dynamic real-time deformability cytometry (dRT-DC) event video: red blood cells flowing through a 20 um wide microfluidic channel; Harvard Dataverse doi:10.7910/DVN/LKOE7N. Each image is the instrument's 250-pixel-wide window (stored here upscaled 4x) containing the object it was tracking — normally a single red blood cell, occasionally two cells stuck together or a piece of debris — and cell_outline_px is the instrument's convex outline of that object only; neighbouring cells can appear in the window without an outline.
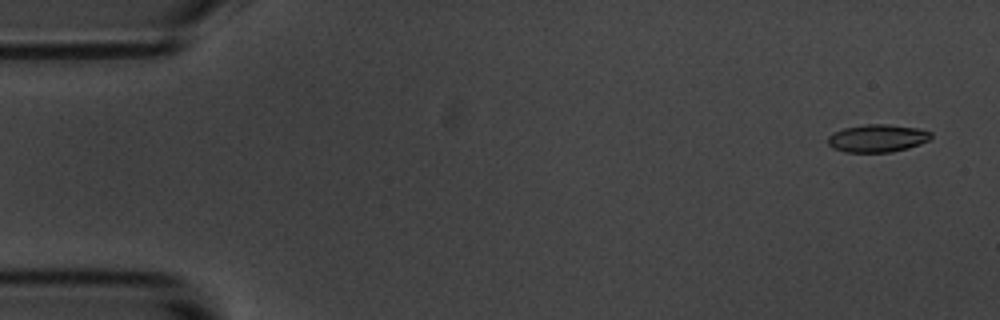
{"species": "common noctule bat (a hibernating species)", "species_latin": "Nyctalus noctula", "temperature_condition": "room temperature", "stored_images_in_passage": 4, "camera_frame_rate_fps": 3000, "um_per_image_px": 0.085, "animal": {"sex": "male", "body_mass_g": 20.1, "forearm_length_mm": 53.5}, "frame": {"image": 1, "passage_image": 1, "time_ms": 0.0, "image_size_px": [1000, 320], "cell_outline_px": [[932, 136], [928, 140], [920, 144], [908, 148], [892, 152], [844, 152], [832, 148], [828, 144], [828, 136], [844, 128], [864, 124], [888, 124], [916, 128], [932, 132]], "centroid_in_image_um": [74.57, 11.75], "position_along_channel_um": 10.4, "area_um2": 16.65}}
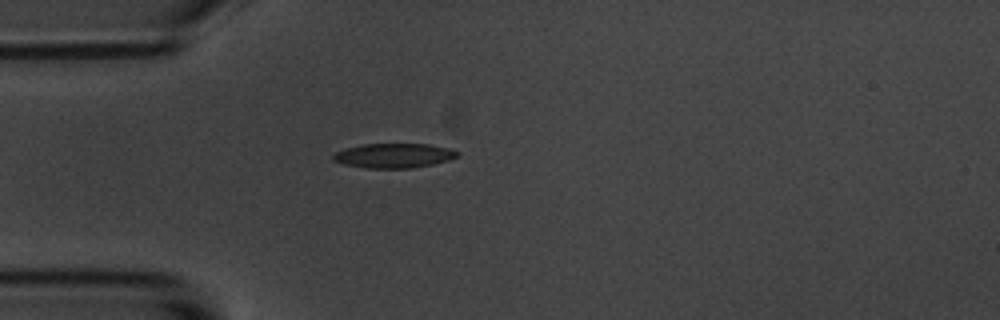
{"frame": {"image": 2, "passage_image": 4, "time_ms": 4.333, "image_size_px": [1000, 320], "cell_outline_px": [[460, 156], [448, 160], [432, 164], [412, 168], [368, 168], [344, 164], [332, 160], [332, 156], [336, 152], [344, 148], [364, 144], [428, 144], [448, 148], [460, 152]], "centroid_in_image_um": [33.48, 13.22], "position_along_channel_um": 51.5, "area_um2": 17.74}}